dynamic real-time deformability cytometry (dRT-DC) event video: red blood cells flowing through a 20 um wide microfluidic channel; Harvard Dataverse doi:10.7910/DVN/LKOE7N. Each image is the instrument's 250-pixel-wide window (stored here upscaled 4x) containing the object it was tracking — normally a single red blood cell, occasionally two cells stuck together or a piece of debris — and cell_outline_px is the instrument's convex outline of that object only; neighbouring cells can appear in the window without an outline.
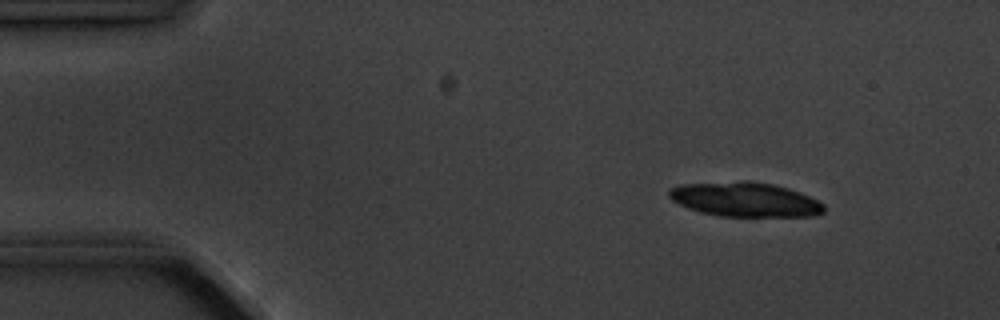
{"species": "common noctule bat (a hibernating species)", "species_latin": "Nyctalus noctula", "temperature_condition": "cold", "stored_images_in_passage": 4, "camera_frame_rate_fps": 3000, "um_per_image_px": 0.085, "animal": {"sex": "male", "body_mass_g": 20.1, "forearm_length_mm": 53.5}, "frame": {"image": 1, "passage_image": 2, "time_ms": 1.333, "image_size_px": [1000, 320], "cell_outline_px": [[824, 212], [812, 216], [720, 216], [700, 212], [688, 208], [672, 200], [668, 196], [668, 188], [680, 184], [744, 180], [748, 180], [772, 184], [788, 188], [800, 192], [824, 204]], "centroid_in_image_um": [63.29, 16.94], "position_along_channel_um": 21.7, "area_um2": 31.21}}